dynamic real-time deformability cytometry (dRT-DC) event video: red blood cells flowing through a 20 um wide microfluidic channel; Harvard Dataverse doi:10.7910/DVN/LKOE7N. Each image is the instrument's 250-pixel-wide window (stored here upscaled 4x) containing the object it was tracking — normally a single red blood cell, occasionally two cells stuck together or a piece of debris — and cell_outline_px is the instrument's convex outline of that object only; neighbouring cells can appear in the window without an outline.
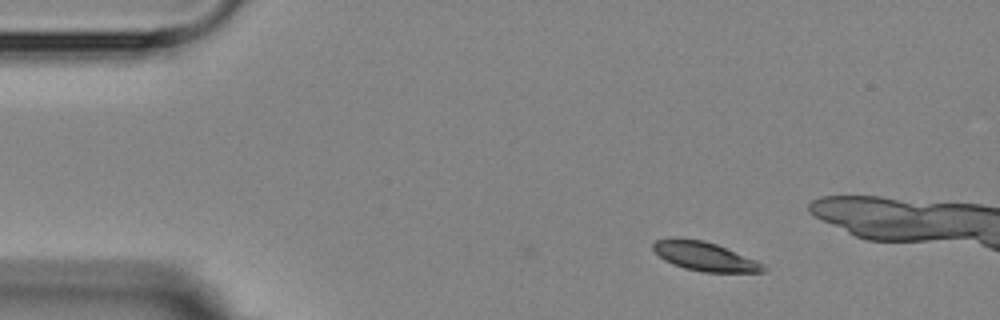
{"species": "Egyptian fruit bat (a non-hibernating species)", "species_latin": "Rousettus aegyptiacus", "temperature_condition": "room temperature", "stored_images_in_passage": 2, "camera_frame_rate_fps": 3000, "um_per_image_px": 0.085, "animal": {"sex": "female"}, "frame": {"image": 1, "passage_image": 2, "time_ms": 1.333, "image_size_px": [1000, 320], "cell_outline_px": [[768, 268], [764, 272], [704, 272], [684, 268], [672, 264], [664, 260], [652, 248], [652, 244], [656, 240], [704, 240], [716, 244], [756, 260], [764, 264]], "centroid_in_image_um": [59.96, 21.83], "position_along_channel_um": 25.0, "area_um2": 18.09}}